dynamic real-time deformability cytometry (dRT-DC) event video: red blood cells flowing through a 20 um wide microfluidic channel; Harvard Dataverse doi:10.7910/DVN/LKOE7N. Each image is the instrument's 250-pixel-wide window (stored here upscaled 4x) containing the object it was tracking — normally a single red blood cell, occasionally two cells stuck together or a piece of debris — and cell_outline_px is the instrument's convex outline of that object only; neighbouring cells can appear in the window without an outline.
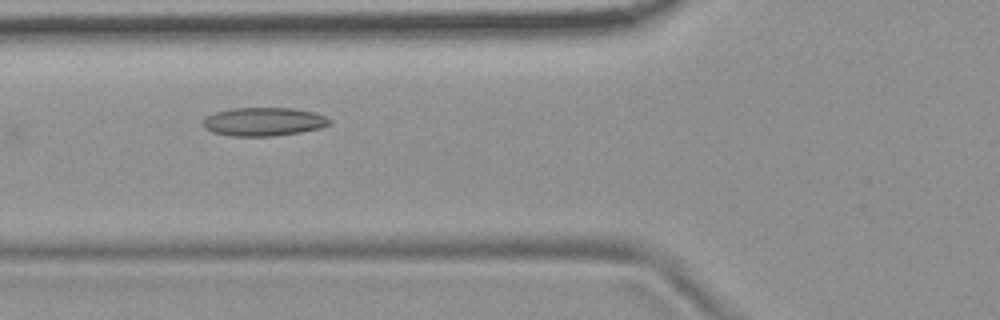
{"species": "common noctule bat (a hibernating species)", "species_latin": "Nyctalus noctula", "temperature_condition": "room temperature", "stored_images_in_passage": 5, "camera_frame_rate_fps": 3000, "um_per_image_px": 0.085, "animal": {"sex": "female", "body_mass_g": 19.9}, "frame": {"image": 1, "passage_image": 3, "time_ms": 0.667, "image_size_px": [1000, 320], "cell_outline_px": [[332, 124], [320, 128], [300, 132], [272, 136], [232, 136], [212, 132], [204, 128], [204, 120], [208, 116], [216, 112], [232, 108], [292, 108], [312, 112], [324, 116], [332, 120]], "centroid_in_image_um": [22.43, 10.35], "position_along_channel_um": 103.4, "area_um2": 20.87}}
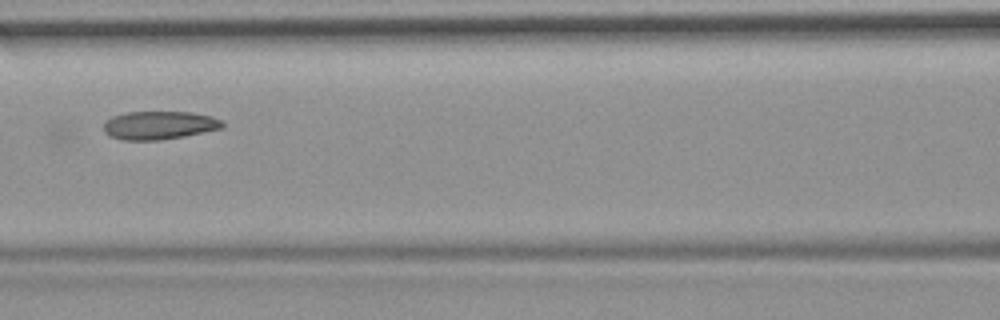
{"frame": {"image": 2, "passage_image": 4, "time_ms": 1.0, "image_size_px": [1000, 320], "cell_outline_px": [[224, 128], [184, 136], [160, 140], [124, 140], [108, 136], [104, 132], [104, 124], [112, 116], [128, 112], [192, 112], [212, 116], [220, 120], [224, 124]], "centroid_in_image_um": [13.54, 10.65], "position_along_channel_um": 153.1, "area_um2": 19.59}}